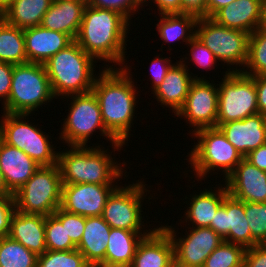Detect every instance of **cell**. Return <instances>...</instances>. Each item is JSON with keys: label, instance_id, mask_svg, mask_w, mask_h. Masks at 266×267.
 I'll return each mask as SVG.
<instances>
[{"label": "cell", "instance_id": "obj_27", "mask_svg": "<svg viewBox=\"0 0 266 267\" xmlns=\"http://www.w3.org/2000/svg\"><path fill=\"white\" fill-rule=\"evenodd\" d=\"M111 227L101 216L86 217L85 229L76 249L91 266L104 267Z\"/></svg>", "mask_w": 266, "mask_h": 267}, {"label": "cell", "instance_id": "obj_9", "mask_svg": "<svg viewBox=\"0 0 266 267\" xmlns=\"http://www.w3.org/2000/svg\"><path fill=\"white\" fill-rule=\"evenodd\" d=\"M145 183L144 179L143 181L142 179L136 180L132 184L118 186L111 193L101 215L111 228L126 229L134 232H151L154 229H149L147 224L149 222L145 220L144 211L142 210L144 209V199H148L147 201L150 205L152 203L150 199H155L153 194L149 195L151 191L149 190L150 186ZM145 221L146 225L144 224Z\"/></svg>", "mask_w": 266, "mask_h": 267}, {"label": "cell", "instance_id": "obj_16", "mask_svg": "<svg viewBox=\"0 0 266 267\" xmlns=\"http://www.w3.org/2000/svg\"><path fill=\"white\" fill-rule=\"evenodd\" d=\"M210 228L225 242L238 244L246 249L258 244L252 238L244 212V202L229 194L215 213L214 220H211Z\"/></svg>", "mask_w": 266, "mask_h": 267}, {"label": "cell", "instance_id": "obj_14", "mask_svg": "<svg viewBox=\"0 0 266 267\" xmlns=\"http://www.w3.org/2000/svg\"><path fill=\"white\" fill-rule=\"evenodd\" d=\"M208 79L210 76L192 82L183 107L175 115L193 128L190 134L203 128L217 127L218 86L214 80Z\"/></svg>", "mask_w": 266, "mask_h": 267}, {"label": "cell", "instance_id": "obj_28", "mask_svg": "<svg viewBox=\"0 0 266 267\" xmlns=\"http://www.w3.org/2000/svg\"><path fill=\"white\" fill-rule=\"evenodd\" d=\"M149 233L111 228L104 267H130L138 244Z\"/></svg>", "mask_w": 266, "mask_h": 267}, {"label": "cell", "instance_id": "obj_31", "mask_svg": "<svg viewBox=\"0 0 266 267\" xmlns=\"http://www.w3.org/2000/svg\"><path fill=\"white\" fill-rule=\"evenodd\" d=\"M0 62L13 65L28 63L23 29L7 23L1 16Z\"/></svg>", "mask_w": 266, "mask_h": 267}, {"label": "cell", "instance_id": "obj_48", "mask_svg": "<svg viewBox=\"0 0 266 267\" xmlns=\"http://www.w3.org/2000/svg\"><path fill=\"white\" fill-rule=\"evenodd\" d=\"M244 158L260 170L266 172V143L249 152Z\"/></svg>", "mask_w": 266, "mask_h": 267}, {"label": "cell", "instance_id": "obj_26", "mask_svg": "<svg viewBox=\"0 0 266 267\" xmlns=\"http://www.w3.org/2000/svg\"><path fill=\"white\" fill-rule=\"evenodd\" d=\"M86 6L76 0H53L40 25L46 29L65 33L75 40Z\"/></svg>", "mask_w": 266, "mask_h": 267}, {"label": "cell", "instance_id": "obj_20", "mask_svg": "<svg viewBox=\"0 0 266 267\" xmlns=\"http://www.w3.org/2000/svg\"><path fill=\"white\" fill-rule=\"evenodd\" d=\"M153 227L138 244L130 267H175L171 237L160 224Z\"/></svg>", "mask_w": 266, "mask_h": 267}, {"label": "cell", "instance_id": "obj_5", "mask_svg": "<svg viewBox=\"0 0 266 267\" xmlns=\"http://www.w3.org/2000/svg\"><path fill=\"white\" fill-rule=\"evenodd\" d=\"M65 100H64V99ZM61 98L64 101L70 99L68 103V114L60 128V142L66 143V146H88L93 134L99 132L103 138L106 137L107 142L110 141L113 147V156L115 151H121L124 143L119 142L104 126L101 110L95 94L90 91L84 94H73ZM68 98V99H67Z\"/></svg>", "mask_w": 266, "mask_h": 267}, {"label": "cell", "instance_id": "obj_3", "mask_svg": "<svg viewBox=\"0 0 266 267\" xmlns=\"http://www.w3.org/2000/svg\"><path fill=\"white\" fill-rule=\"evenodd\" d=\"M103 146L95 143L92 146H68L65 150H58L57 165L62 184H118L123 178L127 180L130 174L126 171L127 163L124 160L118 163L116 156H112L113 151L109 152Z\"/></svg>", "mask_w": 266, "mask_h": 267}, {"label": "cell", "instance_id": "obj_4", "mask_svg": "<svg viewBox=\"0 0 266 267\" xmlns=\"http://www.w3.org/2000/svg\"><path fill=\"white\" fill-rule=\"evenodd\" d=\"M96 63L98 61L87 54L75 40L54 54L44 64L54 97L60 99L90 92L96 77L102 71L101 68L99 72L95 71Z\"/></svg>", "mask_w": 266, "mask_h": 267}, {"label": "cell", "instance_id": "obj_43", "mask_svg": "<svg viewBox=\"0 0 266 267\" xmlns=\"http://www.w3.org/2000/svg\"><path fill=\"white\" fill-rule=\"evenodd\" d=\"M243 267H266V246L264 244H257L247 248Z\"/></svg>", "mask_w": 266, "mask_h": 267}, {"label": "cell", "instance_id": "obj_2", "mask_svg": "<svg viewBox=\"0 0 266 267\" xmlns=\"http://www.w3.org/2000/svg\"><path fill=\"white\" fill-rule=\"evenodd\" d=\"M130 24L118 12L87 5L75 41L99 63L104 61V68H125Z\"/></svg>", "mask_w": 266, "mask_h": 267}, {"label": "cell", "instance_id": "obj_29", "mask_svg": "<svg viewBox=\"0 0 266 267\" xmlns=\"http://www.w3.org/2000/svg\"><path fill=\"white\" fill-rule=\"evenodd\" d=\"M159 20L156 24L157 33L163 43L168 44L170 52V44L182 43L187 44L196 36V23L198 17L192 14L173 13V14H159Z\"/></svg>", "mask_w": 266, "mask_h": 267}, {"label": "cell", "instance_id": "obj_13", "mask_svg": "<svg viewBox=\"0 0 266 267\" xmlns=\"http://www.w3.org/2000/svg\"><path fill=\"white\" fill-rule=\"evenodd\" d=\"M171 237L174 244L175 267H203L207 257L224 241L210 227H188L185 235L180 237L172 225H161ZM188 230V231H187ZM178 232V233H177ZM177 234V235H176Z\"/></svg>", "mask_w": 266, "mask_h": 267}, {"label": "cell", "instance_id": "obj_21", "mask_svg": "<svg viewBox=\"0 0 266 267\" xmlns=\"http://www.w3.org/2000/svg\"><path fill=\"white\" fill-rule=\"evenodd\" d=\"M219 185V186H218ZM216 187H207L200 190V192L193 191L190 198L185 197L187 209L184 211V220L180 219L179 223L189 227H210L211 220H214L215 213L218 208L223 204L224 198L228 195L225 184H216ZM214 188V189H212ZM197 194H196V193ZM194 194V195H193ZM187 202H189L187 204ZM186 223V224H184Z\"/></svg>", "mask_w": 266, "mask_h": 267}, {"label": "cell", "instance_id": "obj_41", "mask_svg": "<svg viewBox=\"0 0 266 267\" xmlns=\"http://www.w3.org/2000/svg\"><path fill=\"white\" fill-rule=\"evenodd\" d=\"M86 217L66 212V232L72 242L78 246L84 229Z\"/></svg>", "mask_w": 266, "mask_h": 267}, {"label": "cell", "instance_id": "obj_36", "mask_svg": "<svg viewBox=\"0 0 266 267\" xmlns=\"http://www.w3.org/2000/svg\"><path fill=\"white\" fill-rule=\"evenodd\" d=\"M37 267H91L85 257L77 250H47L38 255Z\"/></svg>", "mask_w": 266, "mask_h": 267}, {"label": "cell", "instance_id": "obj_35", "mask_svg": "<svg viewBox=\"0 0 266 267\" xmlns=\"http://www.w3.org/2000/svg\"><path fill=\"white\" fill-rule=\"evenodd\" d=\"M246 248L223 241L205 260L203 267H243Z\"/></svg>", "mask_w": 266, "mask_h": 267}, {"label": "cell", "instance_id": "obj_19", "mask_svg": "<svg viewBox=\"0 0 266 267\" xmlns=\"http://www.w3.org/2000/svg\"><path fill=\"white\" fill-rule=\"evenodd\" d=\"M217 128L243 158L266 143V116L260 113L239 121L217 123Z\"/></svg>", "mask_w": 266, "mask_h": 267}, {"label": "cell", "instance_id": "obj_52", "mask_svg": "<svg viewBox=\"0 0 266 267\" xmlns=\"http://www.w3.org/2000/svg\"><path fill=\"white\" fill-rule=\"evenodd\" d=\"M14 0H0V16L12 4Z\"/></svg>", "mask_w": 266, "mask_h": 267}, {"label": "cell", "instance_id": "obj_8", "mask_svg": "<svg viewBox=\"0 0 266 267\" xmlns=\"http://www.w3.org/2000/svg\"><path fill=\"white\" fill-rule=\"evenodd\" d=\"M1 114L0 138L6 144L24 151L40 166L57 164L58 151L55 144L49 141L53 136L42 131V127L34 124L35 122L29 121V114Z\"/></svg>", "mask_w": 266, "mask_h": 267}, {"label": "cell", "instance_id": "obj_42", "mask_svg": "<svg viewBox=\"0 0 266 267\" xmlns=\"http://www.w3.org/2000/svg\"><path fill=\"white\" fill-rule=\"evenodd\" d=\"M15 210L14 198L0 199V238L9 235L10 220Z\"/></svg>", "mask_w": 266, "mask_h": 267}, {"label": "cell", "instance_id": "obj_24", "mask_svg": "<svg viewBox=\"0 0 266 267\" xmlns=\"http://www.w3.org/2000/svg\"><path fill=\"white\" fill-rule=\"evenodd\" d=\"M264 0H235L212 17L217 24L248 34L260 27Z\"/></svg>", "mask_w": 266, "mask_h": 267}, {"label": "cell", "instance_id": "obj_30", "mask_svg": "<svg viewBox=\"0 0 266 267\" xmlns=\"http://www.w3.org/2000/svg\"><path fill=\"white\" fill-rule=\"evenodd\" d=\"M53 0H14L1 14L9 24L25 29L41 24Z\"/></svg>", "mask_w": 266, "mask_h": 267}, {"label": "cell", "instance_id": "obj_22", "mask_svg": "<svg viewBox=\"0 0 266 267\" xmlns=\"http://www.w3.org/2000/svg\"><path fill=\"white\" fill-rule=\"evenodd\" d=\"M27 60L45 64L54 54L74 40L65 33L46 29L41 25L23 29Z\"/></svg>", "mask_w": 266, "mask_h": 267}, {"label": "cell", "instance_id": "obj_34", "mask_svg": "<svg viewBox=\"0 0 266 267\" xmlns=\"http://www.w3.org/2000/svg\"><path fill=\"white\" fill-rule=\"evenodd\" d=\"M241 72L249 76L266 75V32L260 28L249 36L247 61Z\"/></svg>", "mask_w": 266, "mask_h": 267}, {"label": "cell", "instance_id": "obj_33", "mask_svg": "<svg viewBox=\"0 0 266 267\" xmlns=\"http://www.w3.org/2000/svg\"><path fill=\"white\" fill-rule=\"evenodd\" d=\"M38 256L9 236L0 238V267H37Z\"/></svg>", "mask_w": 266, "mask_h": 267}, {"label": "cell", "instance_id": "obj_47", "mask_svg": "<svg viewBox=\"0 0 266 267\" xmlns=\"http://www.w3.org/2000/svg\"><path fill=\"white\" fill-rule=\"evenodd\" d=\"M252 77L257 90L258 113L266 116V75Z\"/></svg>", "mask_w": 266, "mask_h": 267}, {"label": "cell", "instance_id": "obj_37", "mask_svg": "<svg viewBox=\"0 0 266 267\" xmlns=\"http://www.w3.org/2000/svg\"><path fill=\"white\" fill-rule=\"evenodd\" d=\"M187 45L190 51L186 52V55H183L184 57H181L179 61L188 69L190 63L195 64L203 72L216 70L221 65L215 55L196 36Z\"/></svg>", "mask_w": 266, "mask_h": 267}, {"label": "cell", "instance_id": "obj_23", "mask_svg": "<svg viewBox=\"0 0 266 267\" xmlns=\"http://www.w3.org/2000/svg\"><path fill=\"white\" fill-rule=\"evenodd\" d=\"M40 167L24 151L0 138V170L7 189L14 194Z\"/></svg>", "mask_w": 266, "mask_h": 267}, {"label": "cell", "instance_id": "obj_39", "mask_svg": "<svg viewBox=\"0 0 266 267\" xmlns=\"http://www.w3.org/2000/svg\"><path fill=\"white\" fill-rule=\"evenodd\" d=\"M89 6L118 12L129 22L131 21V23V17H133V15L135 16L136 14H140L139 12L141 9H145L143 7L144 4L140 0H90Z\"/></svg>", "mask_w": 266, "mask_h": 267}, {"label": "cell", "instance_id": "obj_7", "mask_svg": "<svg viewBox=\"0 0 266 267\" xmlns=\"http://www.w3.org/2000/svg\"><path fill=\"white\" fill-rule=\"evenodd\" d=\"M56 99L51 90L44 64L25 63L13 66L12 84L4 113L34 114Z\"/></svg>", "mask_w": 266, "mask_h": 267}, {"label": "cell", "instance_id": "obj_54", "mask_svg": "<svg viewBox=\"0 0 266 267\" xmlns=\"http://www.w3.org/2000/svg\"><path fill=\"white\" fill-rule=\"evenodd\" d=\"M143 4H145L148 0H140Z\"/></svg>", "mask_w": 266, "mask_h": 267}, {"label": "cell", "instance_id": "obj_1", "mask_svg": "<svg viewBox=\"0 0 266 267\" xmlns=\"http://www.w3.org/2000/svg\"><path fill=\"white\" fill-rule=\"evenodd\" d=\"M101 68L91 91L99 103L105 128L119 142L128 146L138 112L135 108L139 103L137 96H140L131 73L132 67L127 64L125 68H104L103 65Z\"/></svg>", "mask_w": 266, "mask_h": 267}, {"label": "cell", "instance_id": "obj_6", "mask_svg": "<svg viewBox=\"0 0 266 267\" xmlns=\"http://www.w3.org/2000/svg\"><path fill=\"white\" fill-rule=\"evenodd\" d=\"M191 139L195 138L193 148L187 153L190 174L194 173L197 181L202 182L208 175L221 172L222 182L235 169L237 164L243 159L236 148L227 140L226 136L219 128H203L192 133ZM213 171V172H212ZM215 171V172H214ZM217 171V172H216ZM223 173V174H222ZM225 177V178H224Z\"/></svg>", "mask_w": 266, "mask_h": 267}, {"label": "cell", "instance_id": "obj_49", "mask_svg": "<svg viewBox=\"0 0 266 267\" xmlns=\"http://www.w3.org/2000/svg\"><path fill=\"white\" fill-rule=\"evenodd\" d=\"M235 0H206V17L211 18L219 9Z\"/></svg>", "mask_w": 266, "mask_h": 267}, {"label": "cell", "instance_id": "obj_12", "mask_svg": "<svg viewBox=\"0 0 266 267\" xmlns=\"http://www.w3.org/2000/svg\"><path fill=\"white\" fill-rule=\"evenodd\" d=\"M224 73H221V81H217V123L239 121L257 114V90L253 77L241 71L225 70Z\"/></svg>", "mask_w": 266, "mask_h": 267}, {"label": "cell", "instance_id": "obj_45", "mask_svg": "<svg viewBox=\"0 0 266 267\" xmlns=\"http://www.w3.org/2000/svg\"><path fill=\"white\" fill-rule=\"evenodd\" d=\"M153 5L156 7L158 14H173V13H181V0H148L144 7L147 5Z\"/></svg>", "mask_w": 266, "mask_h": 267}, {"label": "cell", "instance_id": "obj_51", "mask_svg": "<svg viewBox=\"0 0 266 267\" xmlns=\"http://www.w3.org/2000/svg\"><path fill=\"white\" fill-rule=\"evenodd\" d=\"M259 28L266 32V0H264V3H263L262 19H261V24Z\"/></svg>", "mask_w": 266, "mask_h": 267}, {"label": "cell", "instance_id": "obj_53", "mask_svg": "<svg viewBox=\"0 0 266 267\" xmlns=\"http://www.w3.org/2000/svg\"><path fill=\"white\" fill-rule=\"evenodd\" d=\"M76 1H80V2L84 3L85 5L90 4V0H76Z\"/></svg>", "mask_w": 266, "mask_h": 267}, {"label": "cell", "instance_id": "obj_46", "mask_svg": "<svg viewBox=\"0 0 266 267\" xmlns=\"http://www.w3.org/2000/svg\"><path fill=\"white\" fill-rule=\"evenodd\" d=\"M181 13L206 17V0H181Z\"/></svg>", "mask_w": 266, "mask_h": 267}, {"label": "cell", "instance_id": "obj_15", "mask_svg": "<svg viewBox=\"0 0 266 267\" xmlns=\"http://www.w3.org/2000/svg\"><path fill=\"white\" fill-rule=\"evenodd\" d=\"M118 184H62L60 208L84 217L101 216Z\"/></svg>", "mask_w": 266, "mask_h": 267}, {"label": "cell", "instance_id": "obj_32", "mask_svg": "<svg viewBox=\"0 0 266 267\" xmlns=\"http://www.w3.org/2000/svg\"><path fill=\"white\" fill-rule=\"evenodd\" d=\"M46 248L52 251H68L76 249V245L66 232V211L60 207L45 222Z\"/></svg>", "mask_w": 266, "mask_h": 267}, {"label": "cell", "instance_id": "obj_17", "mask_svg": "<svg viewBox=\"0 0 266 267\" xmlns=\"http://www.w3.org/2000/svg\"><path fill=\"white\" fill-rule=\"evenodd\" d=\"M228 194L243 202H266V172L243 158L223 182Z\"/></svg>", "mask_w": 266, "mask_h": 267}, {"label": "cell", "instance_id": "obj_44", "mask_svg": "<svg viewBox=\"0 0 266 267\" xmlns=\"http://www.w3.org/2000/svg\"><path fill=\"white\" fill-rule=\"evenodd\" d=\"M13 64L0 62V103L4 105L10 95Z\"/></svg>", "mask_w": 266, "mask_h": 267}, {"label": "cell", "instance_id": "obj_38", "mask_svg": "<svg viewBox=\"0 0 266 267\" xmlns=\"http://www.w3.org/2000/svg\"><path fill=\"white\" fill-rule=\"evenodd\" d=\"M244 212L252 238L258 244L266 242V202H244Z\"/></svg>", "mask_w": 266, "mask_h": 267}, {"label": "cell", "instance_id": "obj_40", "mask_svg": "<svg viewBox=\"0 0 266 267\" xmlns=\"http://www.w3.org/2000/svg\"><path fill=\"white\" fill-rule=\"evenodd\" d=\"M161 54H157L150 63V84L151 91L156 89L165 79L167 72L175 64L172 63L171 57H162ZM160 56V57H159Z\"/></svg>", "mask_w": 266, "mask_h": 267}, {"label": "cell", "instance_id": "obj_50", "mask_svg": "<svg viewBox=\"0 0 266 267\" xmlns=\"http://www.w3.org/2000/svg\"><path fill=\"white\" fill-rule=\"evenodd\" d=\"M13 198V194L7 189L0 170V199Z\"/></svg>", "mask_w": 266, "mask_h": 267}, {"label": "cell", "instance_id": "obj_11", "mask_svg": "<svg viewBox=\"0 0 266 267\" xmlns=\"http://www.w3.org/2000/svg\"><path fill=\"white\" fill-rule=\"evenodd\" d=\"M249 36L244 31L219 25L207 17L198 18L196 23V37L224 67L227 65L229 72L243 70L248 56Z\"/></svg>", "mask_w": 266, "mask_h": 267}, {"label": "cell", "instance_id": "obj_10", "mask_svg": "<svg viewBox=\"0 0 266 267\" xmlns=\"http://www.w3.org/2000/svg\"><path fill=\"white\" fill-rule=\"evenodd\" d=\"M62 180L58 165L40 166L14 194L15 209L48 216L61 204Z\"/></svg>", "mask_w": 266, "mask_h": 267}, {"label": "cell", "instance_id": "obj_25", "mask_svg": "<svg viewBox=\"0 0 266 267\" xmlns=\"http://www.w3.org/2000/svg\"><path fill=\"white\" fill-rule=\"evenodd\" d=\"M45 222L46 216L44 215L27 214L15 210L11 216L8 236L37 256L42 255L47 251Z\"/></svg>", "mask_w": 266, "mask_h": 267}, {"label": "cell", "instance_id": "obj_18", "mask_svg": "<svg viewBox=\"0 0 266 267\" xmlns=\"http://www.w3.org/2000/svg\"><path fill=\"white\" fill-rule=\"evenodd\" d=\"M190 70L176 60V63L167 72L164 81L151 93L153 98L155 97L154 99L160 103V107L170 108L168 110H172L173 115H176L183 107L192 82L195 79H206L204 75L198 77Z\"/></svg>", "mask_w": 266, "mask_h": 267}]
</instances>
